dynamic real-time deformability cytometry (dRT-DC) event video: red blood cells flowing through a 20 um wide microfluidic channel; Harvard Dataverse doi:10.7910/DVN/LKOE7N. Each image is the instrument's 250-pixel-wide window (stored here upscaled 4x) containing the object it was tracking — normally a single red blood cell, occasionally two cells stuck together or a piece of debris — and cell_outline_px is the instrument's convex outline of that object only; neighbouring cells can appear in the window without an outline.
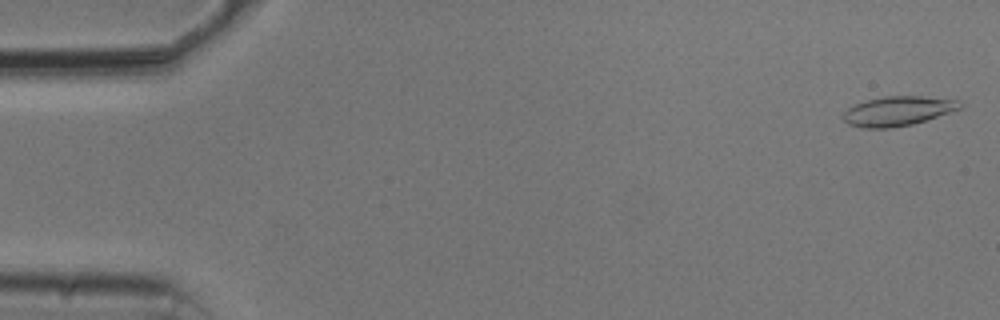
{"species": "common noctule bat (a hibernating species)", "species_latin": "Nyctalus noctula", "temperature_condition": "cold", "stored_images_in_passage": 53, "camera_frame_rate_fps": 3000, "um_per_image_px": 0.085, "animal": {"sex": "male", "body_mass_g": 20.5, "forearm_length_mm": 52.5}, "frame": {"image": 1, "passage_image": 1, "time_ms": 0.0, "image_size_px": [1000, 320], "cell_outline_px": [[964, 104], [960, 108], [912, 124], [892, 128], [864, 128], [848, 124], [840, 116], [848, 108], [856, 104], [868, 100], [884, 96], [920, 96], [956, 100]], "centroid_in_image_um": [76.26, 9.44], "position_along_channel_um": 8.7, "area_um2": 19.77}}
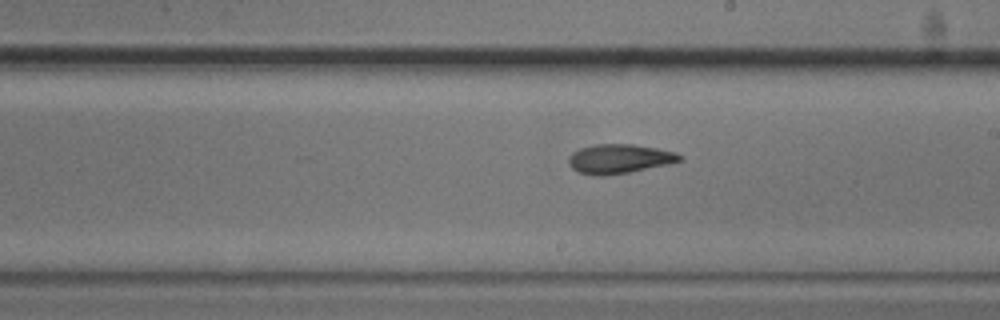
{"frame": {"image": 2, "passage_image": 30, "time_ms": 9.667, "image_size_px": [1000, 320], "cell_outline_px": [[684, 156], [680, 160], [668, 164], [608, 176], [596, 176], [580, 172], [572, 168], [568, 164], [568, 156], [572, 152], [580, 148], [596, 144], [632, 144], [656, 148], [676, 152]], "centroid_in_image_um": [52.61, 13.5], "position_along_channel_um": 236.4, "area_um2": 18.96}}
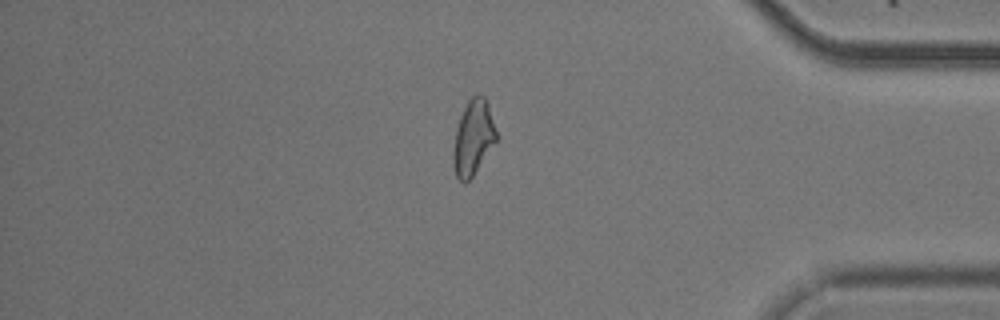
{"frame": {"image": 3, "passage_image": 45, "time_ms": 14.667, "image_size_px": [1000, 320], "cell_outline_px": [[496, 140], [472, 176], [464, 184], [456, 176], [452, 164], [452, 152], [456, 128], [460, 116], [468, 100], [476, 92], [484, 96], [488, 104], [496, 132]], "centroid_in_image_um": [40.18, 11.68], "position_along_channel_um": 395.0, "area_um2": 18.61}, "authors_computed_cell_mechanics": {"area_um2": 19.1896, "velocity_mm_per_s": 3.7332, "shape_relaxation_time_tau1_ms": 6.0775, "shape_relaxation_time_tau2_ms": 5.6191, "deformation_change_tau1": 0.142, "deformation_change_tau2": 0.14}}